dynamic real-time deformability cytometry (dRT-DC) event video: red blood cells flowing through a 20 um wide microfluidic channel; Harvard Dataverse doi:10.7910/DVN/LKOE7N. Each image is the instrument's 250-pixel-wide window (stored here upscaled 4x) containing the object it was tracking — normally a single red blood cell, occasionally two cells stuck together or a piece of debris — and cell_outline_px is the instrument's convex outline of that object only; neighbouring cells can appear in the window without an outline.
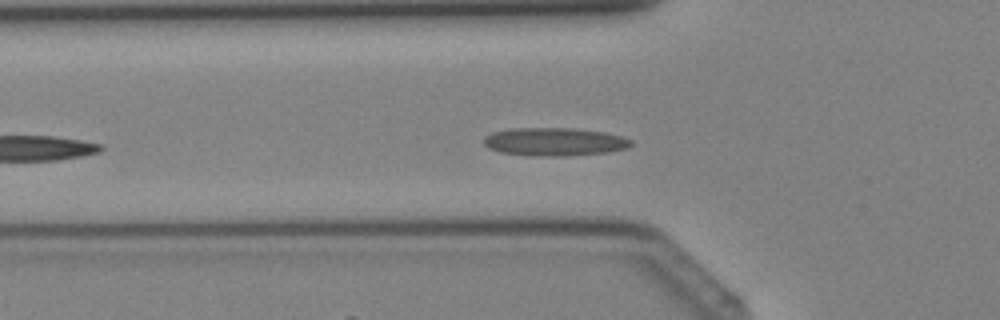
{"species": "Egyptian fruit bat (a non-hibernating species)", "species_latin": "Rousettus aegyptiacus", "temperature_condition": "cold", "stored_images_in_passage": 29, "camera_frame_rate_fps": 3000, "um_per_image_px": 0.085, "animal": {"sex": "female"}, "frame": {"image": 1, "passage_image": 5, "time_ms": 1.333, "image_size_px": [1000, 320], "cell_outline_px": [[632, 144], [628, 148], [604, 152], [564, 156], [536, 156], [500, 152], [488, 148], [484, 144], [484, 136], [492, 132], [516, 128], [572, 128], [604, 132], [620, 136], [632, 140]], "centroid_in_image_um": [47.1, 12.05], "position_along_channel_um": 78.7, "area_um2": 23.99}}
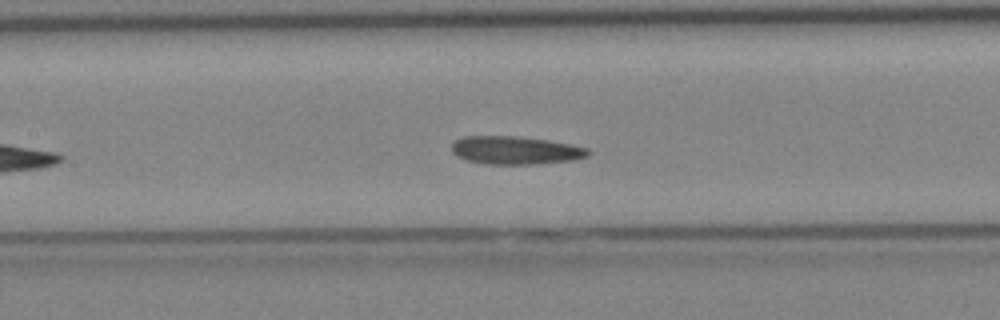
{"frame": {"image": 2, "passage_image": 10, "time_ms": 3.0, "image_size_px": [1000, 320], "cell_outline_px": [[592, 152], [588, 156], [576, 160], [536, 164], [488, 164], [468, 160], [456, 156], [452, 152], [452, 144], [456, 140], [464, 136], [516, 136], [548, 140], [588, 148]], "centroid_in_image_um": [43.84, 12.78], "position_along_channel_um": 163.6, "area_um2": 22.37}}
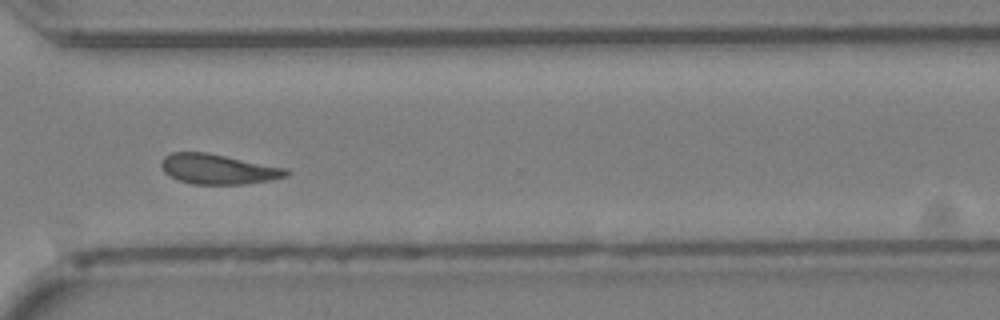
{"frame": {"image": 3, "passage_image": 21, "time_ms": 6.667, "image_size_px": [1000, 320], "cell_outline_px": [[288, 176], [272, 180], [244, 184], [192, 184], [168, 176], [164, 172], [160, 164], [164, 156], [172, 152], [204, 152], [288, 168]], "centroid_in_image_um": [18.53, 14.38], "position_along_channel_um": 352.1, "area_um2": 21.85}}